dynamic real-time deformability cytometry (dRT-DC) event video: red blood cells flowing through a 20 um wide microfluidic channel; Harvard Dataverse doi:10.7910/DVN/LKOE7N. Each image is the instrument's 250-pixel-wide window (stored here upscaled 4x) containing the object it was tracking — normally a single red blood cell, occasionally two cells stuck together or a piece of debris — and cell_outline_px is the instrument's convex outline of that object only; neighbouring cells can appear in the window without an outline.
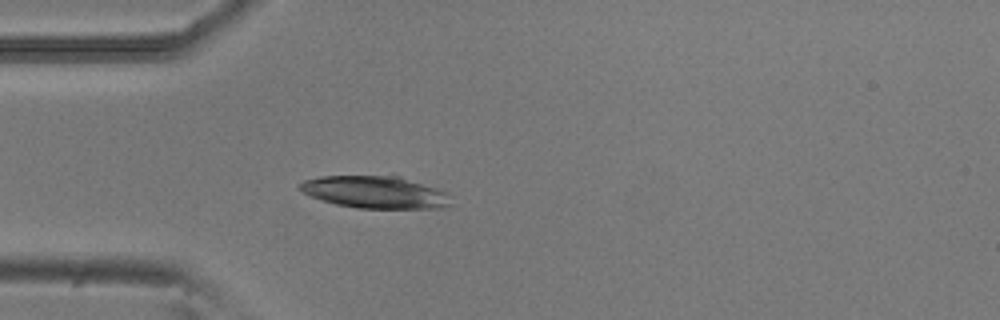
{"species": "common noctule bat (a hibernating species)", "species_latin": "Nyctalus noctula", "temperature_condition": "room temperature", "stored_images_in_passage": 4, "camera_frame_rate_fps": 3000, "um_per_image_px": 0.085, "animal": {"sex": "male", "body_mass_g": 20.5, "forearm_length_mm": 52.5}, "frame": {"image": 1, "passage_image": 4, "time_ms": 1.0, "image_size_px": [1000, 320], "cell_outline_px": [[452, 204], [440, 208], [356, 208], [336, 204], [320, 200], [304, 192], [296, 184], [304, 180], [320, 176], [392, 172], [436, 188], [452, 196]], "centroid_in_image_um": [31.89, 16.27], "position_along_channel_um": 53.1, "area_um2": 29.71}}